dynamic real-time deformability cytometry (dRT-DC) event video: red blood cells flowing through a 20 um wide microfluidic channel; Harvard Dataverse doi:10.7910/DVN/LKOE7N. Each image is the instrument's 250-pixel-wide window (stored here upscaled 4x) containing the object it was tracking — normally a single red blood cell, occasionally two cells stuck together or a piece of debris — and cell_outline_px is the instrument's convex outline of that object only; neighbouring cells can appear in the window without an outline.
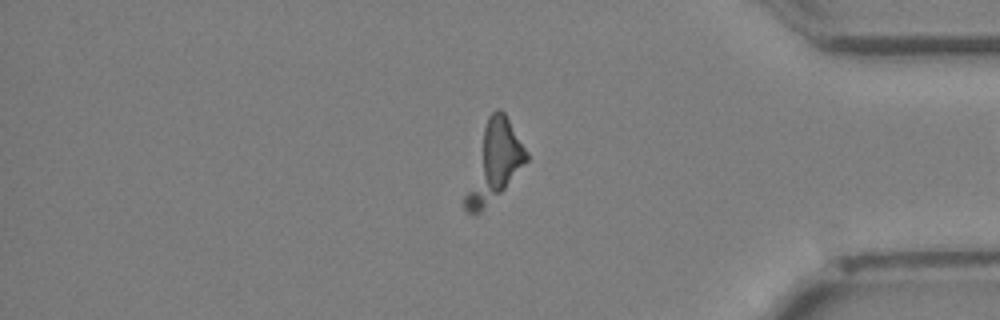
{"species": "Egyptian fruit bat (a non-hibernating species)", "species_latin": "Rousettus aegyptiacus", "temperature_condition": "cold", "stored_images_in_passage": 29, "camera_frame_rate_fps": 3000, "um_per_image_px": 0.085, "animal": {"sex": "female"}, "frame": {"image": 1, "passage_image": 28, "time_ms": 9.0, "image_size_px": [1000, 320], "cell_outline_px": [[528, 160], [504, 188], [480, 212], [472, 216], [464, 208], [464, 196], [484, 128], [488, 116], [496, 108], [500, 108], [504, 112], [528, 152]], "centroid_in_image_um": [42.01, 13.78], "position_along_channel_um": 393.2, "area_um2": 26.88}}